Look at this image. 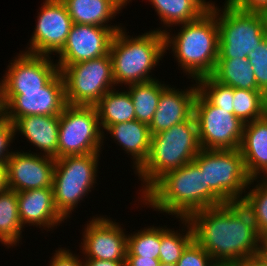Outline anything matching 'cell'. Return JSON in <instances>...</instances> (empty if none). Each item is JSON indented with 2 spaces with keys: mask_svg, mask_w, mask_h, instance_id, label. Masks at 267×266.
I'll list each match as a JSON object with an SVG mask.
<instances>
[{
  "mask_svg": "<svg viewBox=\"0 0 267 266\" xmlns=\"http://www.w3.org/2000/svg\"><path fill=\"white\" fill-rule=\"evenodd\" d=\"M187 219L194 240L218 265L255 256L262 243L253 217L242 202L199 210Z\"/></svg>",
  "mask_w": 267,
  "mask_h": 266,
  "instance_id": "6da1fadb",
  "label": "cell"
},
{
  "mask_svg": "<svg viewBox=\"0 0 267 266\" xmlns=\"http://www.w3.org/2000/svg\"><path fill=\"white\" fill-rule=\"evenodd\" d=\"M139 199L145 206L178 219L222 205L205 188L204 171L194 161L165 173Z\"/></svg>",
  "mask_w": 267,
  "mask_h": 266,
  "instance_id": "7a4b0ae2",
  "label": "cell"
},
{
  "mask_svg": "<svg viewBox=\"0 0 267 266\" xmlns=\"http://www.w3.org/2000/svg\"><path fill=\"white\" fill-rule=\"evenodd\" d=\"M216 4L195 21L178 25V34L164 33L165 50L173 51L178 67L195 81L211 76L219 55V28L216 19ZM172 36V37H171ZM170 49H169V48Z\"/></svg>",
  "mask_w": 267,
  "mask_h": 266,
  "instance_id": "3957f363",
  "label": "cell"
},
{
  "mask_svg": "<svg viewBox=\"0 0 267 266\" xmlns=\"http://www.w3.org/2000/svg\"><path fill=\"white\" fill-rule=\"evenodd\" d=\"M200 150L194 115L170 129L151 135L149 156L134 172L142 181L140 196L168 171L192 162Z\"/></svg>",
  "mask_w": 267,
  "mask_h": 266,
  "instance_id": "277c9868",
  "label": "cell"
},
{
  "mask_svg": "<svg viewBox=\"0 0 267 266\" xmlns=\"http://www.w3.org/2000/svg\"><path fill=\"white\" fill-rule=\"evenodd\" d=\"M164 34L154 30L131 37L125 27L118 30L111 41L109 54L112 60L115 85L155 80L150 73L165 55Z\"/></svg>",
  "mask_w": 267,
  "mask_h": 266,
  "instance_id": "5b68a950",
  "label": "cell"
},
{
  "mask_svg": "<svg viewBox=\"0 0 267 266\" xmlns=\"http://www.w3.org/2000/svg\"><path fill=\"white\" fill-rule=\"evenodd\" d=\"M204 171L205 188L221 203L241 202L254 185L239 149H201L193 160Z\"/></svg>",
  "mask_w": 267,
  "mask_h": 266,
  "instance_id": "8992f818",
  "label": "cell"
},
{
  "mask_svg": "<svg viewBox=\"0 0 267 266\" xmlns=\"http://www.w3.org/2000/svg\"><path fill=\"white\" fill-rule=\"evenodd\" d=\"M222 7L216 6L218 59H247L248 54L267 37V15L240 10L228 0Z\"/></svg>",
  "mask_w": 267,
  "mask_h": 266,
  "instance_id": "52a82bcc",
  "label": "cell"
},
{
  "mask_svg": "<svg viewBox=\"0 0 267 266\" xmlns=\"http://www.w3.org/2000/svg\"><path fill=\"white\" fill-rule=\"evenodd\" d=\"M100 153L63 156L55 160L53 173L54 203L67 219L97 183Z\"/></svg>",
  "mask_w": 267,
  "mask_h": 266,
  "instance_id": "ba28073f",
  "label": "cell"
},
{
  "mask_svg": "<svg viewBox=\"0 0 267 266\" xmlns=\"http://www.w3.org/2000/svg\"><path fill=\"white\" fill-rule=\"evenodd\" d=\"M58 68L69 105L94 106L116 87L110 54L71 65H58Z\"/></svg>",
  "mask_w": 267,
  "mask_h": 266,
  "instance_id": "9c48e42d",
  "label": "cell"
},
{
  "mask_svg": "<svg viewBox=\"0 0 267 266\" xmlns=\"http://www.w3.org/2000/svg\"><path fill=\"white\" fill-rule=\"evenodd\" d=\"M58 158L101 153L104 132L95 106L69 105L59 115Z\"/></svg>",
  "mask_w": 267,
  "mask_h": 266,
  "instance_id": "30bf717a",
  "label": "cell"
},
{
  "mask_svg": "<svg viewBox=\"0 0 267 266\" xmlns=\"http://www.w3.org/2000/svg\"><path fill=\"white\" fill-rule=\"evenodd\" d=\"M193 115L197 122L201 149L240 148L244 123L235 114L210 104L197 92L194 99Z\"/></svg>",
  "mask_w": 267,
  "mask_h": 266,
  "instance_id": "8fae6325",
  "label": "cell"
},
{
  "mask_svg": "<svg viewBox=\"0 0 267 266\" xmlns=\"http://www.w3.org/2000/svg\"><path fill=\"white\" fill-rule=\"evenodd\" d=\"M2 115L12 123L30 115L59 116L67 105L60 71L41 89L23 95H0Z\"/></svg>",
  "mask_w": 267,
  "mask_h": 266,
  "instance_id": "7c38bea8",
  "label": "cell"
},
{
  "mask_svg": "<svg viewBox=\"0 0 267 266\" xmlns=\"http://www.w3.org/2000/svg\"><path fill=\"white\" fill-rule=\"evenodd\" d=\"M48 55L21 52L10 61L0 81V95H23V91L41 89L59 72Z\"/></svg>",
  "mask_w": 267,
  "mask_h": 266,
  "instance_id": "4fadbf2b",
  "label": "cell"
},
{
  "mask_svg": "<svg viewBox=\"0 0 267 266\" xmlns=\"http://www.w3.org/2000/svg\"><path fill=\"white\" fill-rule=\"evenodd\" d=\"M38 12L30 45L23 52L34 55H52L63 48L73 25L62 0H44Z\"/></svg>",
  "mask_w": 267,
  "mask_h": 266,
  "instance_id": "5bb4252c",
  "label": "cell"
},
{
  "mask_svg": "<svg viewBox=\"0 0 267 266\" xmlns=\"http://www.w3.org/2000/svg\"><path fill=\"white\" fill-rule=\"evenodd\" d=\"M125 230L110 217L97 216L85 225L82 253L83 260H104L125 262L127 256V235Z\"/></svg>",
  "mask_w": 267,
  "mask_h": 266,
  "instance_id": "9a60e30c",
  "label": "cell"
},
{
  "mask_svg": "<svg viewBox=\"0 0 267 266\" xmlns=\"http://www.w3.org/2000/svg\"><path fill=\"white\" fill-rule=\"evenodd\" d=\"M16 151L5 164L7 189L20 192L52 187L56 159L41 154V151Z\"/></svg>",
  "mask_w": 267,
  "mask_h": 266,
  "instance_id": "2e32d148",
  "label": "cell"
},
{
  "mask_svg": "<svg viewBox=\"0 0 267 266\" xmlns=\"http://www.w3.org/2000/svg\"><path fill=\"white\" fill-rule=\"evenodd\" d=\"M120 29L73 23L63 48L57 53V65H71L108 55L112 38Z\"/></svg>",
  "mask_w": 267,
  "mask_h": 266,
  "instance_id": "e0dca14e",
  "label": "cell"
},
{
  "mask_svg": "<svg viewBox=\"0 0 267 266\" xmlns=\"http://www.w3.org/2000/svg\"><path fill=\"white\" fill-rule=\"evenodd\" d=\"M192 86L186 90L185 88L179 90L167 84L161 92L156 112L149 125L151 135L187 121L193 115L194 99L198 88L197 83Z\"/></svg>",
  "mask_w": 267,
  "mask_h": 266,
  "instance_id": "ac0fdd59",
  "label": "cell"
},
{
  "mask_svg": "<svg viewBox=\"0 0 267 266\" xmlns=\"http://www.w3.org/2000/svg\"><path fill=\"white\" fill-rule=\"evenodd\" d=\"M17 201L23 227L27 224L50 231L66 220L56 209L52 187L17 192Z\"/></svg>",
  "mask_w": 267,
  "mask_h": 266,
  "instance_id": "d6986e66",
  "label": "cell"
},
{
  "mask_svg": "<svg viewBox=\"0 0 267 266\" xmlns=\"http://www.w3.org/2000/svg\"><path fill=\"white\" fill-rule=\"evenodd\" d=\"M15 134L21 133L43 155L58 159L59 116L30 115L17 118Z\"/></svg>",
  "mask_w": 267,
  "mask_h": 266,
  "instance_id": "ffe728a7",
  "label": "cell"
},
{
  "mask_svg": "<svg viewBox=\"0 0 267 266\" xmlns=\"http://www.w3.org/2000/svg\"><path fill=\"white\" fill-rule=\"evenodd\" d=\"M239 150L249 177L267 179V123L263 118L244 123Z\"/></svg>",
  "mask_w": 267,
  "mask_h": 266,
  "instance_id": "44dd1931",
  "label": "cell"
},
{
  "mask_svg": "<svg viewBox=\"0 0 267 266\" xmlns=\"http://www.w3.org/2000/svg\"><path fill=\"white\" fill-rule=\"evenodd\" d=\"M74 24L123 28L108 24L132 0H62ZM110 20V21H109Z\"/></svg>",
  "mask_w": 267,
  "mask_h": 266,
  "instance_id": "7402d4cb",
  "label": "cell"
},
{
  "mask_svg": "<svg viewBox=\"0 0 267 266\" xmlns=\"http://www.w3.org/2000/svg\"><path fill=\"white\" fill-rule=\"evenodd\" d=\"M105 131L111 134L114 142L119 143L126 154L132 156L130 157L133 160L132 168L136 172L149 156L151 143L149 125L135 119L110 125Z\"/></svg>",
  "mask_w": 267,
  "mask_h": 266,
  "instance_id": "603a6c76",
  "label": "cell"
},
{
  "mask_svg": "<svg viewBox=\"0 0 267 266\" xmlns=\"http://www.w3.org/2000/svg\"><path fill=\"white\" fill-rule=\"evenodd\" d=\"M156 9L161 23L165 28L156 31L164 34L170 31V27L192 22L200 18L209 10L212 1L206 0H148ZM169 30H167L168 28Z\"/></svg>",
  "mask_w": 267,
  "mask_h": 266,
  "instance_id": "cb8c5ba5",
  "label": "cell"
},
{
  "mask_svg": "<svg viewBox=\"0 0 267 266\" xmlns=\"http://www.w3.org/2000/svg\"><path fill=\"white\" fill-rule=\"evenodd\" d=\"M102 131L110 125L136 119L135 108L127 90L108 91L95 105Z\"/></svg>",
  "mask_w": 267,
  "mask_h": 266,
  "instance_id": "d4e9b609",
  "label": "cell"
},
{
  "mask_svg": "<svg viewBox=\"0 0 267 266\" xmlns=\"http://www.w3.org/2000/svg\"><path fill=\"white\" fill-rule=\"evenodd\" d=\"M253 68L247 59H217L212 77L221 84L246 90H259Z\"/></svg>",
  "mask_w": 267,
  "mask_h": 266,
  "instance_id": "484cf974",
  "label": "cell"
},
{
  "mask_svg": "<svg viewBox=\"0 0 267 266\" xmlns=\"http://www.w3.org/2000/svg\"><path fill=\"white\" fill-rule=\"evenodd\" d=\"M23 225L18 214L17 192L6 189L0 193V243L17 246L22 240Z\"/></svg>",
  "mask_w": 267,
  "mask_h": 266,
  "instance_id": "4316f807",
  "label": "cell"
},
{
  "mask_svg": "<svg viewBox=\"0 0 267 266\" xmlns=\"http://www.w3.org/2000/svg\"><path fill=\"white\" fill-rule=\"evenodd\" d=\"M166 83L158 79L128 85L129 92L135 108L136 120L150 125L156 112L158 101Z\"/></svg>",
  "mask_w": 267,
  "mask_h": 266,
  "instance_id": "83f0119b",
  "label": "cell"
},
{
  "mask_svg": "<svg viewBox=\"0 0 267 266\" xmlns=\"http://www.w3.org/2000/svg\"><path fill=\"white\" fill-rule=\"evenodd\" d=\"M180 220L185 225V230L183 228L181 229L182 231L179 229L182 233H178V230L161 226V247L159 253L161 263L176 264L181 258L183 251L194 240L193 229L189 220L187 218H180Z\"/></svg>",
  "mask_w": 267,
  "mask_h": 266,
  "instance_id": "f1b7e54d",
  "label": "cell"
},
{
  "mask_svg": "<svg viewBox=\"0 0 267 266\" xmlns=\"http://www.w3.org/2000/svg\"><path fill=\"white\" fill-rule=\"evenodd\" d=\"M234 114L243 123L255 121L263 117L267 96L261 90L234 88Z\"/></svg>",
  "mask_w": 267,
  "mask_h": 266,
  "instance_id": "f546056e",
  "label": "cell"
},
{
  "mask_svg": "<svg viewBox=\"0 0 267 266\" xmlns=\"http://www.w3.org/2000/svg\"><path fill=\"white\" fill-rule=\"evenodd\" d=\"M131 234V235H130ZM127 235V256L159 259L161 227L148 226Z\"/></svg>",
  "mask_w": 267,
  "mask_h": 266,
  "instance_id": "4dcf8cb0",
  "label": "cell"
},
{
  "mask_svg": "<svg viewBox=\"0 0 267 266\" xmlns=\"http://www.w3.org/2000/svg\"><path fill=\"white\" fill-rule=\"evenodd\" d=\"M246 191L242 204L251 213L258 235L263 238L267 235V179L259 180Z\"/></svg>",
  "mask_w": 267,
  "mask_h": 266,
  "instance_id": "1f68e13d",
  "label": "cell"
},
{
  "mask_svg": "<svg viewBox=\"0 0 267 266\" xmlns=\"http://www.w3.org/2000/svg\"><path fill=\"white\" fill-rule=\"evenodd\" d=\"M198 92L212 105L234 114V88L216 81L212 76H205L195 81Z\"/></svg>",
  "mask_w": 267,
  "mask_h": 266,
  "instance_id": "d6a6232c",
  "label": "cell"
},
{
  "mask_svg": "<svg viewBox=\"0 0 267 266\" xmlns=\"http://www.w3.org/2000/svg\"><path fill=\"white\" fill-rule=\"evenodd\" d=\"M257 82V87L267 96V37L247 57Z\"/></svg>",
  "mask_w": 267,
  "mask_h": 266,
  "instance_id": "836d02e7",
  "label": "cell"
},
{
  "mask_svg": "<svg viewBox=\"0 0 267 266\" xmlns=\"http://www.w3.org/2000/svg\"><path fill=\"white\" fill-rule=\"evenodd\" d=\"M176 266H218V264L193 240L183 251Z\"/></svg>",
  "mask_w": 267,
  "mask_h": 266,
  "instance_id": "e575fe53",
  "label": "cell"
},
{
  "mask_svg": "<svg viewBox=\"0 0 267 266\" xmlns=\"http://www.w3.org/2000/svg\"><path fill=\"white\" fill-rule=\"evenodd\" d=\"M14 137L16 134L13 123L2 115L0 117V164L5 165L14 152L9 150L10 144L15 140Z\"/></svg>",
  "mask_w": 267,
  "mask_h": 266,
  "instance_id": "d590c367",
  "label": "cell"
},
{
  "mask_svg": "<svg viewBox=\"0 0 267 266\" xmlns=\"http://www.w3.org/2000/svg\"><path fill=\"white\" fill-rule=\"evenodd\" d=\"M80 256L73 254L70 249L59 248L55 250L54 256L50 260L49 266H84V260ZM83 260V261H82Z\"/></svg>",
  "mask_w": 267,
  "mask_h": 266,
  "instance_id": "8d00e7d4",
  "label": "cell"
},
{
  "mask_svg": "<svg viewBox=\"0 0 267 266\" xmlns=\"http://www.w3.org/2000/svg\"><path fill=\"white\" fill-rule=\"evenodd\" d=\"M228 1L240 10L267 15V0H228Z\"/></svg>",
  "mask_w": 267,
  "mask_h": 266,
  "instance_id": "74e56055",
  "label": "cell"
},
{
  "mask_svg": "<svg viewBox=\"0 0 267 266\" xmlns=\"http://www.w3.org/2000/svg\"><path fill=\"white\" fill-rule=\"evenodd\" d=\"M126 266H159L160 260L140 257V256H126Z\"/></svg>",
  "mask_w": 267,
  "mask_h": 266,
  "instance_id": "f35d334b",
  "label": "cell"
},
{
  "mask_svg": "<svg viewBox=\"0 0 267 266\" xmlns=\"http://www.w3.org/2000/svg\"><path fill=\"white\" fill-rule=\"evenodd\" d=\"M228 266H265L260 258L255 255L228 264Z\"/></svg>",
  "mask_w": 267,
  "mask_h": 266,
  "instance_id": "ab89813d",
  "label": "cell"
},
{
  "mask_svg": "<svg viewBox=\"0 0 267 266\" xmlns=\"http://www.w3.org/2000/svg\"><path fill=\"white\" fill-rule=\"evenodd\" d=\"M84 266H126V262L104 261V260H85Z\"/></svg>",
  "mask_w": 267,
  "mask_h": 266,
  "instance_id": "60d3db41",
  "label": "cell"
},
{
  "mask_svg": "<svg viewBox=\"0 0 267 266\" xmlns=\"http://www.w3.org/2000/svg\"><path fill=\"white\" fill-rule=\"evenodd\" d=\"M6 189V166L4 164H0V193L4 192Z\"/></svg>",
  "mask_w": 267,
  "mask_h": 266,
  "instance_id": "b9f144b4",
  "label": "cell"
},
{
  "mask_svg": "<svg viewBox=\"0 0 267 266\" xmlns=\"http://www.w3.org/2000/svg\"><path fill=\"white\" fill-rule=\"evenodd\" d=\"M256 255L260 258L263 264L267 266V247L263 243H261Z\"/></svg>",
  "mask_w": 267,
  "mask_h": 266,
  "instance_id": "7bdbcfd3",
  "label": "cell"
},
{
  "mask_svg": "<svg viewBox=\"0 0 267 266\" xmlns=\"http://www.w3.org/2000/svg\"><path fill=\"white\" fill-rule=\"evenodd\" d=\"M266 123H267V104L264 107V111H263V117H262Z\"/></svg>",
  "mask_w": 267,
  "mask_h": 266,
  "instance_id": "ee69618b",
  "label": "cell"
},
{
  "mask_svg": "<svg viewBox=\"0 0 267 266\" xmlns=\"http://www.w3.org/2000/svg\"><path fill=\"white\" fill-rule=\"evenodd\" d=\"M262 243L267 247V235L262 238Z\"/></svg>",
  "mask_w": 267,
  "mask_h": 266,
  "instance_id": "f6af8a7d",
  "label": "cell"
},
{
  "mask_svg": "<svg viewBox=\"0 0 267 266\" xmlns=\"http://www.w3.org/2000/svg\"><path fill=\"white\" fill-rule=\"evenodd\" d=\"M159 266H176V264L160 263Z\"/></svg>",
  "mask_w": 267,
  "mask_h": 266,
  "instance_id": "bcb514c9",
  "label": "cell"
},
{
  "mask_svg": "<svg viewBox=\"0 0 267 266\" xmlns=\"http://www.w3.org/2000/svg\"><path fill=\"white\" fill-rule=\"evenodd\" d=\"M2 116V107H1V102H0V117Z\"/></svg>",
  "mask_w": 267,
  "mask_h": 266,
  "instance_id": "7dc6e473",
  "label": "cell"
}]
</instances>
